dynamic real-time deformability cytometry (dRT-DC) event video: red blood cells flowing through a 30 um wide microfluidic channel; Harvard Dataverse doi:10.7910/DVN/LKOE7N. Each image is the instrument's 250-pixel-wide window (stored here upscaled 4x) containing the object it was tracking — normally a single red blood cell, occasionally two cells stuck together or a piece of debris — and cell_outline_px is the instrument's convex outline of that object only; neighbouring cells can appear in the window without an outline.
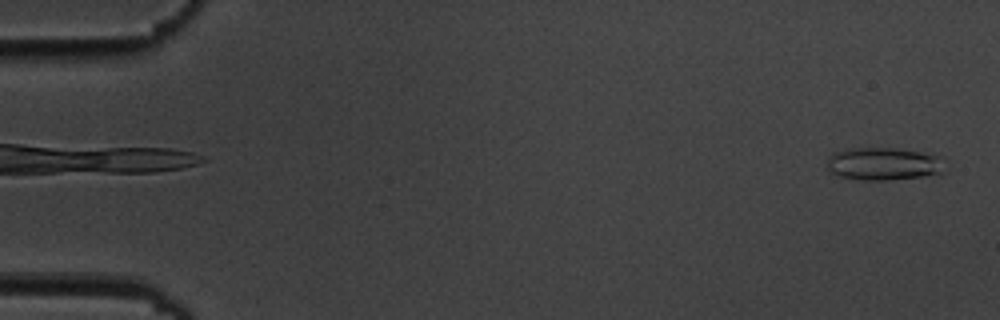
{"species": "common noctule bat (a hibernating species)", "species_latin": "Nyctalus noctula", "temperature_condition": "cold", "stored_images_in_passage": 5, "camera_frame_rate_fps": 3000, "um_per_image_px": 0.085, "animal": {"sex": "male", "body_mass_g": 19.5, "forearm_length_mm": 54.6}, "frame": {"image": 1, "passage_image": 5, "time_ms": 5.667, "image_size_px": [1000, 320], "cell_outline_px": [[944, 172], [924, 176], [892, 180], [860, 180], [840, 176], [832, 172], [828, 168], [828, 156], [832, 152], [848, 148], [868, 144], [896, 148], [944, 156]], "centroid_in_image_um": [75.1, 13.88], "position_along_channel_um": 9.9, "area_um2": 23.47}}